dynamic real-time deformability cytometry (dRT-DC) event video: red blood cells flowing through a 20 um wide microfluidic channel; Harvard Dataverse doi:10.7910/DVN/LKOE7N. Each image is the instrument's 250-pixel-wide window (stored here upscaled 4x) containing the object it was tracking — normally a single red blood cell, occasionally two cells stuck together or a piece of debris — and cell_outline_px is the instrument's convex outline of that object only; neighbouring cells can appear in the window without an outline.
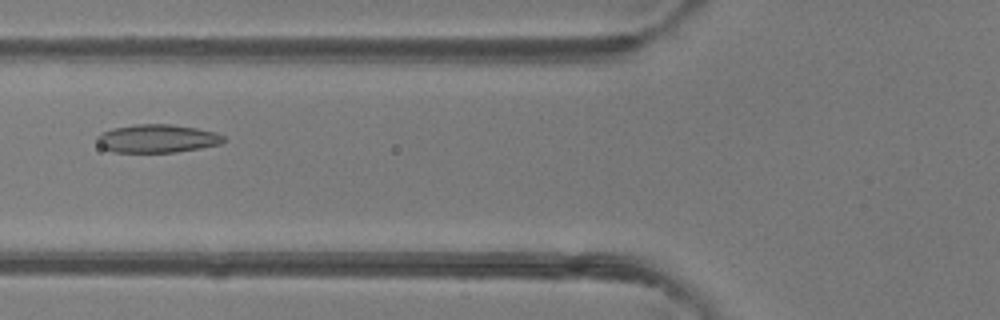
{"species": "common noctule bat (a hibernating species)", "species_latin": "Nyctalus noctula", "temperature_condition": "room temperature", "stored_images_in_passage": 2, "camera_frame_rate_fps": 3000, "um_per_image_px": 0.085, "animal": {"sex": "female"}, "frame": {"image": 1, "passage_image": 2, "time_ms": 0.333, "image_size_px": [1000, 320], "cell_outline_px": [[228, 140], [224, 144], [176, 152], [112, 152], [104, 148], [96, 140], [96, 136], [100, 132], [112, 128], [136, 124], [172, 124], [196, 128], [212, 132], [224, 136]], "centroid_in_image_um": [13.37, 11.77], "position_along_channel_um": 112.4, "area_um2": 20.98}}